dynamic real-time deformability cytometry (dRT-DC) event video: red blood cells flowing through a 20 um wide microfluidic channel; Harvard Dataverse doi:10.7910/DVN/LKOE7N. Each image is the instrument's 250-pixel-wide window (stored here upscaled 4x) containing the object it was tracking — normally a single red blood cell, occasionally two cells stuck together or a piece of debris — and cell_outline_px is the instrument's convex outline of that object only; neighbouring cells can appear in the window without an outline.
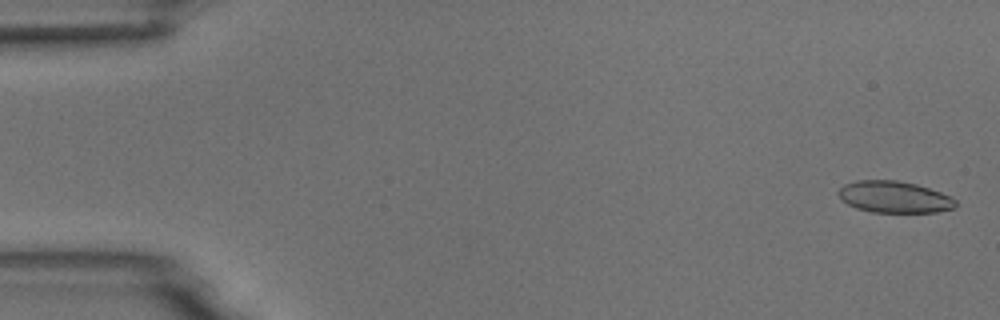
{"species": "common noctule bat (a hibernating species)", "species_latin": "Nyctalus noctula", "temperature_condition": "room temperature", "stored_images_in_passage": 32, "camera_frame_rate_fps": 3000, "um_per_image_px": 0.085, "animal": {"sex": "male", "body_mass_g": 18.8}, "frame": {"image": 1, "passage_image": 2, "time_ms": 0.333, "image_size_px": [1000, 320], "cell_outline_px": [[956, 208], [936, 212], [872, 212], [856, 208], [848, 204], [836, 192], [844, 184], [856, 180], [896, 180], [916, 184], [940, 192], [956, 200]], "centroid_in_image_um": [76.0, 16.74], "position_along_channel_um": 9.0, "area_um2": 21.5}}
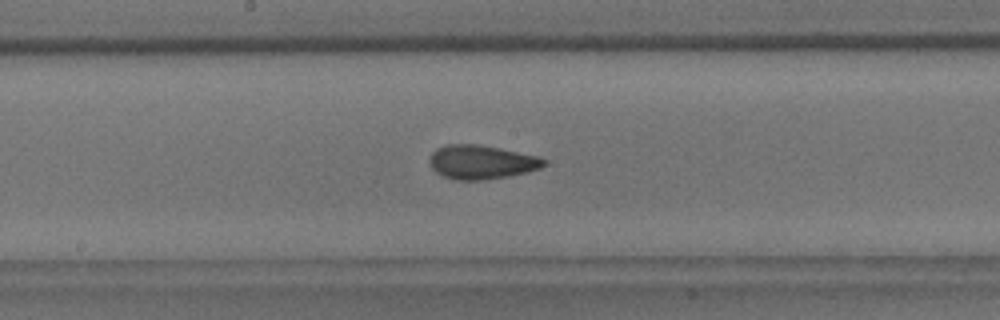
{"frame": {"image": 2, "passage_image": 29, "time_ms": 9.333, "image_size_px": [1000, 320], "cell_outline_px": [[548, 164], [540, 168], [528, 172], [508, 176], [484, 180], [456, 180], [444, 176], [436, 172], [432, 168], [428, 160], [432, 152], [436, 148], [448, 144], [480, 144], [540, 156], [548, 160]], "centroid_in_image_um": [40.96, 13.77], "position_along_channel_um": 207.2, "area_um2": 22.95}}
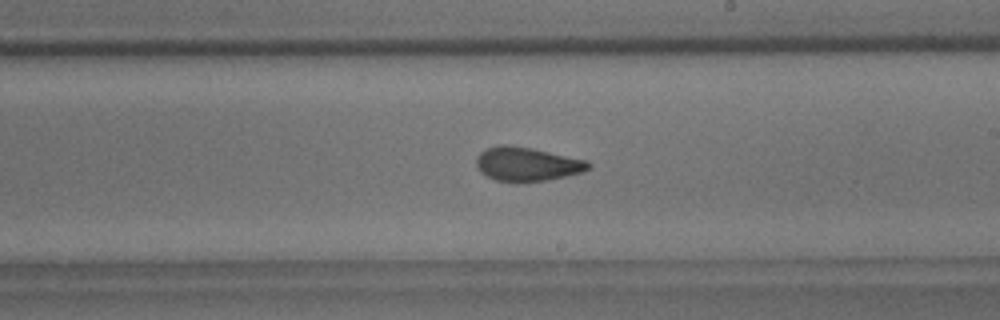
{"frame": {"image": 3, "passage_image": 32, "time_ms": 10.333, "image_size_px": [1000, 320], "cell_outline_px": [[592, 168], [584, 172], [548, 180], [516, 184], [496, 180], [480, 172], [476, 164], [476, 156], [480, 152], [488, 148], [500, 144], [504, 144], [532, 148], [588, 160], [592, 164]], "centroid_in_image_um": [44.83, 13.97], "position_along_channel_um": 244.2, "area_um2": 22.72}}